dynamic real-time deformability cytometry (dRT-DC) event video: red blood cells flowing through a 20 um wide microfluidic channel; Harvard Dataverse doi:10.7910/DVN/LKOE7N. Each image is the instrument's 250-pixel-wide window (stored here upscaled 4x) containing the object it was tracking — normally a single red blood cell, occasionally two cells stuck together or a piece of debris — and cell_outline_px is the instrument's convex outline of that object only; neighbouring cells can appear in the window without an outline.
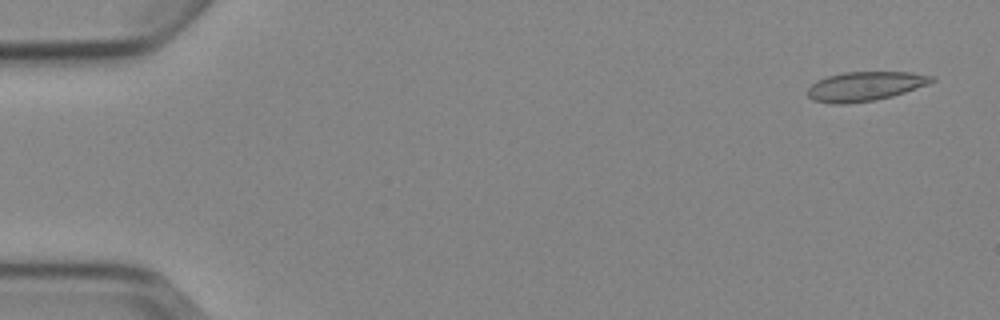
{"species": "Egyptian fruit bat (a non-hibernating species)", "species_latin": "Rousettus aegyptiacus", "temperature_condition": "cold", "stored_images_in_passage": 9, "camera_frame_rate_fps": 3000, "um_per_image_px": 0.085, "animal": {"sex": "female"}, "frame": {"image": 1, "passage_image": 1, "time_ms": 0.0, "image_size_px": [1000, 320], "cell_outline_px": [[936, 80], [928, 84], [892, 96], [876, 100], [844, 104], [832, 104], [812, 100], [808, 96], [808, 88], [816, 80], [828, 76], [844, 72], [912, 72], [936, 76]], "centroid_in_image_um": [73.54, 7.33], "position_along_channel_um": 11.5, "area_um2": 21.27}}
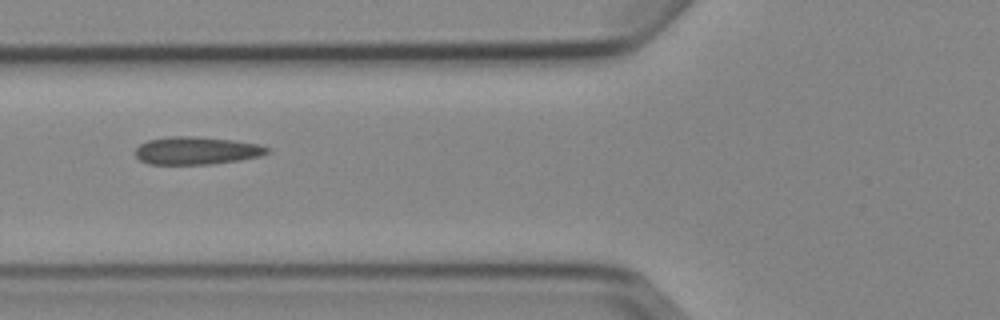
{"frame": {"image": 2, "passage_image": 6, "time_ms": 6.0, "image_size_px": [1000, 320], "cell_outline_px": [[268, 152], [260, 156], [240, 160], [212, 164], [148, 164], [140, 160], [136, 156], [136, 148], [140, 144], [148, 140], [172, 136], [196, 136], [232, 140], [260, 144], [268, 148]], "centroid_in_image_um": [16.7, 12.8], "position_along_channel_um": 109.1, "area_um2": 21.27}}
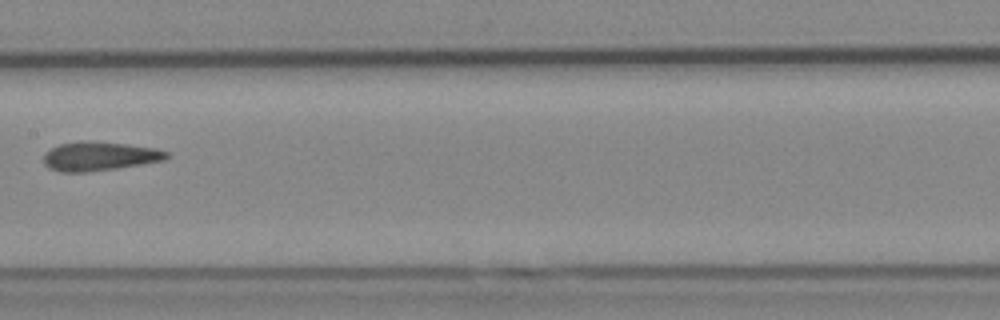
{"frame": {"image": 3, "passage_image": 8, "time_ms": 8.333, "image_size_px": [1000, 320], "cell_outline_px": [[168, 156], [164, 160], [116, 168], [88, 172], [60, 172], [48, 168], [44, 164], [44, 152], [60, 144], [80, 140], [124, 144], [156, 148], [168, 152]], "centroid_in_image_um": [8.4, 13.28], "position_along_channel_um": 199.0, "area_um2": 20.63}}